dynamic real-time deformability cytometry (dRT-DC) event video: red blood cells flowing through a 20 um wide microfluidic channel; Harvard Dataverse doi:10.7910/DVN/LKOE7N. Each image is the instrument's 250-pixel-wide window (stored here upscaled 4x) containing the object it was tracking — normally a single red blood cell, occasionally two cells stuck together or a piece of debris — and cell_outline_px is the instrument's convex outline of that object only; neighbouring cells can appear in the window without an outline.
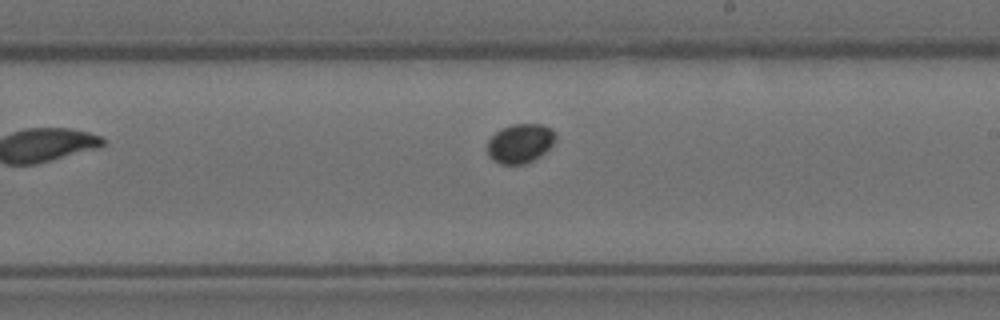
{"species": "Egyptian fruit bat (a non-hibernating species)", "species_latin": "Rousettus aegyptiacus", "temperature_condition": "room temperature", "stored_images_in_passage": 6, "camera_frame_rate_fps": 3000, "um_per_image_px": 0.085, "animal": {"sex": "female"}, "frame": {"image": 1, "passage_image": 6, "time_ms": 1.667, "image_size_px": [1000, 320], "cell_outline_px": [[556, 136], [552, 144], [540, 156], [524, 164], [500, 164], [492, 160], [488, 156], [488, 140], [496, 132], [512, 124], [544, 124], [552, 128]], "centroid_in_image_um": [44.21, 12.18], "position_along_channel_um": 244.8, "area_um2": 15.49}}